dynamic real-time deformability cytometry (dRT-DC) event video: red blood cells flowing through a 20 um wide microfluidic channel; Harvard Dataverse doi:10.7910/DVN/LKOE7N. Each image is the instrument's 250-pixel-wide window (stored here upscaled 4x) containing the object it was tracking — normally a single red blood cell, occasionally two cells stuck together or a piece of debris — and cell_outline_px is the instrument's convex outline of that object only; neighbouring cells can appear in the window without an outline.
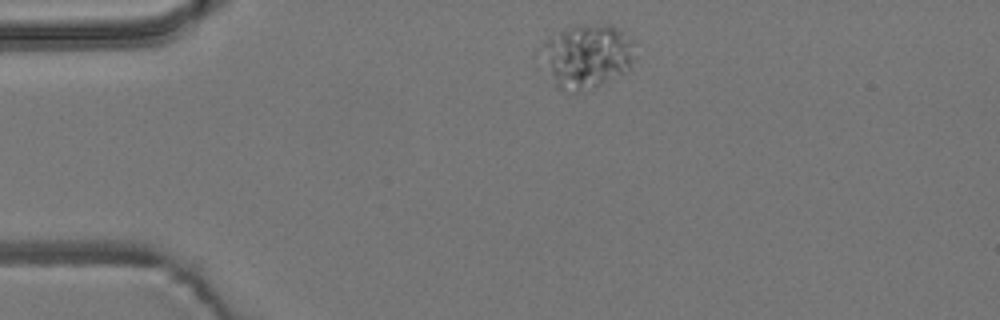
{"species": "common noctule bat (a hibernating species)", "species_latin": "Nyctalus noctula", "temperature_condition": "room temperature", "stored_images_in_passage": 4, "camera_frame_rate_fps": 3000, "um_per_image_px": 0.085, "animal": {"sex": "male", "body_mass_g": 19.2, "forearm_length_mm": 51.8}, "frame": {"image": 1, "passage_image": 1, "time_ms": 0.0, "image_size_px": [1000, 320], "cell_outline_px": [[636, 40], [632, 60], [628, 68], [596, 88], [580, 92], [572, 92], [556, 88], [536, 52], [536, 48], [548, 36], [568, 28], [580, 24], [612, 24], [620, 28]], "centroid_in_image_um": [49.82, 4.74], "position_along_channel_um": 35.2, "area_um2": 36.07}}
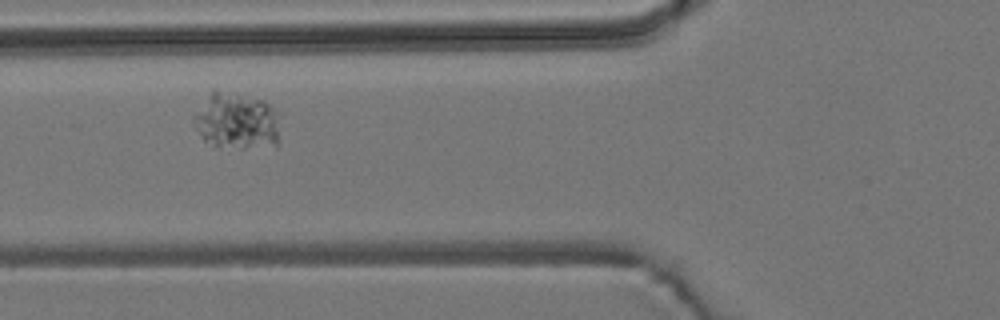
{"frame": {"image": 2, "passage_image": 3, "time_ms": 3.333, "image_size_px": [1000, 320], "cell_outline_px": [[276, 144], [244, 148], [240, 148], [216, 144], [204, 140], [196, 128], [192, 120], [212, 88], [216, 88], [264, 100], [276, 112]], "centroid_in_image_um": [20.05, 10.22], "position_along_channel_um": 105.7, "area_um2": 27.63}}
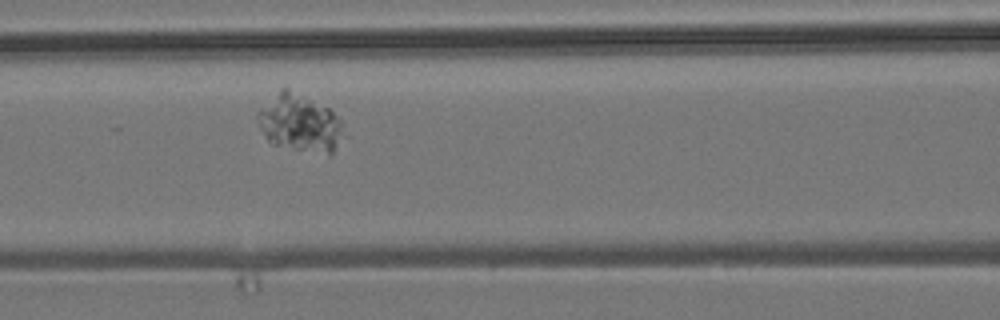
{"frame": {"image": 3, "passage_image": 4, "time_ms": 4.333, "image_size_px": [1000, 320], "cell_outline_px": [[348, 136], [332, 156], [272, 144], [264, 136], [256, 120], [256, 116], [260, 108], [284, 84], [328, 108], [344, 124]], "centroid_in_image_um": [25.54, 10.47], "position_along_channel_um": 141.1, "area_um2": 29.82}}